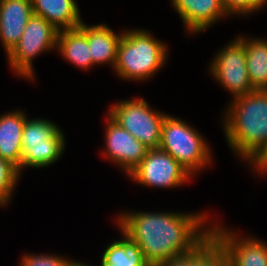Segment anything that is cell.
Segmentation results:
<instances>
[{"label":"cell","mask_w":267,"mask_h":266,"mask_svg":"<svg viewBox=\"0 0 267 266\" xmlns=\"http://www.w3.org/2000/svg\"><path fill=\"white\" fill-rule=\"evenodd\" d=\"M69 266H90V265L84 264V263H82L80 261L77 262L75 260H72V261H70Z\"/></svg>","instance_id":"cell-27"},{"label":"cell","mask_w":267,"mask_h":266,"mask_svg":"<svg viewBox=\"0 0 267 266\" xmlns=\"http://www.w3.org/2000/svg\"><path fill=\"white\" fill-rule=\"evenodd\" d=\"M222 120L230 149L250 161L267 142V90L233 98Z\"/></svg>","instance_id":"cell-2"},{"label":"cell","mask_w":267,"mask_h":266,"mask_svg":"<svg viewBox=\"0 0 267 266\" xmlns=\"http://www.w3.org/2000/svg\"><path fill=\"white\" fill-rule=\"evenodd\" d=\"M212 225L210 235L225 253L229 266H267L266 242L251 236L239 238L235 231Z\"/></svg>","instance_id":"cell-9"},{"label":"cell","mask_w":267,"mask_h":266,"mask_svg":"<svg viewBox=\"0 0 267 266\" xmlns=\"http://www.w3.org/2000/svg\"><path fill=\"white\" fill-rule=\"evenodd\" d=\"M107 114L148 149L159 148L167 114L150 108L144 98L121 100L110 106Z\"/></svg>","instance_id":"cell-5"},{"label":"cell","mask_w":267,"mask_h":266,"mask_svg":"<svg viewBox=\"0 0 267 266\" xmlns=\"http://www.w3.org/2000/svg\"><path fill=\"white\" fill-rule=\"evenodd\" d=\"M124 239L113 241L107 246L100 266H150L140 246L123 232Z\"/></svg>","instance_id":"cell-18"},{"label":"cell","mask_w":267,"mask_h":266,"mask_svg":"<svg viewBox=\"0 0 267 266\" xmlns=\"http://www.w3.org/2000/svg\"><path fill=\"white\" fill-rule=\"evenodd\" d=\"M167 50V45L147 30H125L117 48L113 70L123 80L152 78L165 65Z\"/></svg>","instance_id":"cell-3"},{"label":"cell","mask_w":267,"mask_h":266,"mask_svg":"<svg viewBox=\"0 0 267 266\" xmlns=\"http://www.w3.org/2000/svg\"><path fill=\"white\" fill-rule=\"evenodd\" d=\"M128 177L149 187L173 188L190 181L192 175L169 153L153 148L147 150L143 160Z\"/></svg>","instance_id":"cell-8"},{"label":"cell","mask_w":267,"mask_h":266,"mask_svg":"<svg viewBox=\"0 0 267 266\" xmlns=\"http://www.w3.org/2000/svg\"><path fill=\"white\" fill-rule=\"evenodd\" d=\"M159 148L169 153L192 176L212 163L211 150L203 136L187 122L171 115H166L163 120Z\"/></svg>","instance_id":"cell-4"},{"label":"cell","mask_w":267,"mask_h":266,"mask_svg":"<svg viewBox=\"0 0 267 266\" xmlns=\"http://www.w3.org/2000/svg\"><path fill=\"white\" fill-rule=\"evenodd\" d=\"M18 168L6 159L0 157V206L4 207L12 198L20 178Z\"/></svg>","instance_id":"cell-22"},{"label":"cell","mask_w":267,"mask_h":266,"mask_svg":"<svg viewBox=\"0 0 267 266\" xmlns=\"http://www.w3.org/2000/svg\"><path fill=\"white\" fill-rule=\"evenodd\" d=\"M228 16L254 14L267 5V0H221Z\"/></svg>","instance_id":"cell-23"},{"label":"cell","mask_w":267,"mask_h":266,"mask_svg":"<svg viewBox=\"0 0 267 266\" xmlns=\"http://www.w3.org/2000/svg\"><path fill=\"white\" fill-rule=\"evenodd\" d=\"M157 266H187V255L173 258Z\"/></svg>","instance_id":"cell-26"},{"label":"cell","mask_w":267,"mask_h":266,"mask_svg":"<svg viewBox=\"0 0 267 266\" xmlns=\"http://www.w3.org/2000/svg\"><path fill=\"white\" fill-rule=\"evenodd\" d=\"M106 119L104 157L119 165L128 176L143 160L148 148L108 114Z\"/></svg>","instance_id":"cell-10"},{"label":"cell","mask_w":267,"mask_h":266,"mask_svg":"<svg viewBox=\"0 0 267 266\" xmlns=\"http://www.w3.org/2000/svg\"><path fill=\"white\" fill-rule=\"evenodd\" d=\"M26 114L21 110L0 116V157L14 164L21 174L22 134Z\"/></svg>","instance_id":"cell-13"},{"label":"cell","mask_w":267,"mask_h":266,"mask_svg":"<svg viewBox=\"0 0 267 266\" xmlns=\"http://www.w3.org/2000/svg\"><path fill=\"white\" fill-rule=\"evenodd\" d=\"M206 213L124 212L118 228L136 242L150 266L196 250L209 236ZM204 225V227H202Z\"/></svg>","instance_id":"cell-1"},{"label":"cell","mask_w":267,"mask_h":266,"mask_svg":"<svg viewBox=\"0 0 267 266\" xmlns=\"http://www.w3.org/2000/svg\"><path fill=\"white\" fill-rule=\"evenodd\" d=\"M33 13L58 31L77 28L83 20L75 0H31Z\"/></svg>","instance_id":"cell-15"},{"label":"cell","mask_w":267,"mask_h":266,"mask_svg":"<svg viewBox=\"0 0 267 266\" xmlns=\"http://www.w3.org/2000/svg\"><path fill=\"white\" fill-rule=\"evenodd\" d=\"M171 4L192 34L202 33L228 16L221 0H171Z\"/></svg>","instance_id":"cell-11"},{"label":"cell","mask_w":267,"mask_h":266,"mask_svg":"<svg viewBox=\"0 0 267 266\" xmlns=\"http://www.w3.org/2000/svg\"><path fill=\"white\" fill-rule=\"evenodd\" d=\"M56 50L76 67L84 70L93 66L87 37L78 27L59 31Z\"/></svg>","instance_id":"cell-16"},{"label":"cell","mask_w":267,"mask_h":266,"mask_svg":"<svg viewBox=\"0 0 267 266\" xmlns=\"http://www.w3.org/2000/svg\"><path fill=\"white\" fill-rule=\"evenodd\" d=\"M187 266H229V263L210 235L196 250L187 254Z\"/></svg>","instance_id":"cell-21"},{"label":"cell","mask_w":267,"mask_h":266,"mask_svg":"<svg viewBox=\"0 0 267 266\" xmlns=\"http://www.w3.org/2000/svg\"><path fill=\"white\" fill-rule=\"evenodd\" d=\"M64 134L59 127L47 119H26L22 143L65 142Z\"/></svg>","instance_id":"cell-20"},{"label":"cell","mask_w":267,"mask_h":266,"mask_svg":"<svg viewBox=\"0 0 267 266\" xmlns=\"http://www.w3.org/2000/svg\"><path fill=\"white\" fill-rule=\"evenodd\" d=\"M59 31L43 17L33 14L19 40V43L7 55L11 69L27 80L35 78L33 59L42 52L57 47Z\"/></svg>","instance_id":"cell-6"},{"label":"cell","mask_w":267,"mask_h":266,"mask_svg":"<svg viewBox=\"0 0 267 266\" xmlns=\"http://www.w3.org/2000/svg\"><path fill=\"white\" fill-rule=\"evenodd\" d=\"M253 169L261 175L267 173V142L261 150L249 161Z\"/></svg>","instance_id":"cell-25"},{"label":"cell","mask_w":267,"mask_h":266,"mask_svg":"<svg viewBox=\"0 0 267 266\" xmlns=\"http://www.w3.org/2000/svg\"><path fill=\"white\" fill-rule=\"evenodd\" d=\"M78 28L87 37L93 66L109 64L113 68L117 58V48L122 37V33H115L106 24L89 26L82 22Z\"/></svg>","instance_id":"cell-14"},{"label":"cell","mask_w":267,"mask_h":266,"mask_svg":"<svg viewBox=\"0 0 267 266\" xmlns=\"http://www.w3.org/2000/svg\"><path fill=\"white\" fill-rule=\"evenodd\" d=\"M65 142L22 143L21 170L25 167H48L57 162L65 149Z\"/></svg>","instance_id":"cell-19"},{"label":"cell","mask_w":267,"mask_h":266,"mask_svg":"<svg viewBox=\"0 0 267 266\" xmlns=\"http://www.w3.org/2000/svg\"><path fill=\"white\" fill-rule=\"evenodd\" d=\"M245 45L249 80L255 90H267V40L238 37Z\"/></svg>","instance_id":"cell-17"},{"label":"cell","mask_w":267,"mask_h":266,"mask_svg":"<svg viewBox=\"0 0 267 266\" xmlns=\"http://www.w3.org/2000/svg\"><path fill=\"white\" fill-rule=\"evenodd\" d=\"M33 14L31 0H0V42L6 55L19 43Z\"/></svg>","instance_id":"cell-12"},{"label":"cell","mask_w":267,"mask_h":266,"mask_svg":"<svg viewBox=\"0 0 267 266\" xmlns=\"http://www.w3.org/2000/svg\"><path fill=\"white\" fill-rule=\"evenodd\" d=\"M70 261L57 254H24L20 266H69Z\"/></svg>","instance_id":"cell-24"},{"label":"cell","mask_w":267,"mask_h":266,"mask_svg":"<svg viewBox=\"0 0 267 266\" xmlns=\"http://www.w3.org/2000/svg\"><path fill=\"white\" fill-rule=\"evenodd\" d=\"M236 38L220 49L210 63L214 79L231 92L232 98L255 91L247 71L245 45L238 36Z\"/></svg>","instance_id":"cell-7"}]
</instances>
